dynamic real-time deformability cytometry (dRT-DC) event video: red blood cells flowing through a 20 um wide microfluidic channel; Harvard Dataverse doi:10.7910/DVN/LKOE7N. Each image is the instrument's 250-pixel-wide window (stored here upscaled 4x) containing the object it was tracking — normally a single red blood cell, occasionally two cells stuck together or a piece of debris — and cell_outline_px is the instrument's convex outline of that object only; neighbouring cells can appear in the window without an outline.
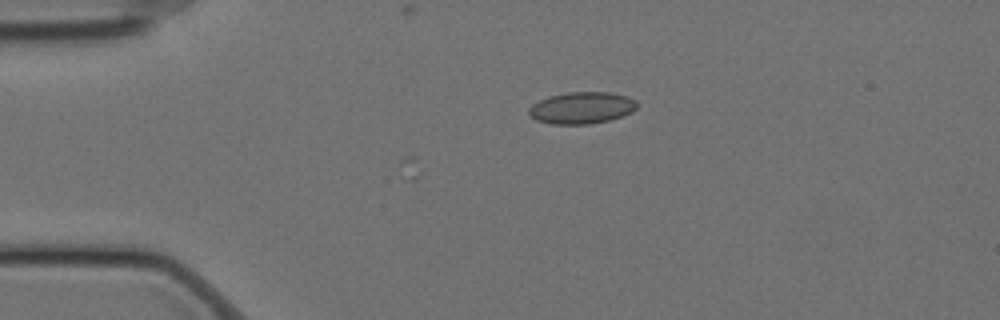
{"species": "Egyptian fruit bat (a non-hibernating species)", "species_latin": "Rousettus aegyptiacus", "temperature_condition": "cold", "stored_images_in_passage": 5, "camera_frame_rate_fps": 3000, "um_per_image_px": 0.085, "animal": {"sex": "female"}, "frame": {"image": 1, "passage_image": 1, "time_ms": 0.0, "image_size_px": [1000, 320], "cell_outline_px": [[636, 108], [632, 112], [608, 120], [588, 124], [552, 124], [536, 120], [528, 112], [528, 108], [532, 104], [548, 96], [568, 92], [608, 92], [624, 96], [636, 100]], "centroid_in_image_um": [49.41, 9.16], "position_along_channel_um": 35.6, "area_um2": 19.83}}